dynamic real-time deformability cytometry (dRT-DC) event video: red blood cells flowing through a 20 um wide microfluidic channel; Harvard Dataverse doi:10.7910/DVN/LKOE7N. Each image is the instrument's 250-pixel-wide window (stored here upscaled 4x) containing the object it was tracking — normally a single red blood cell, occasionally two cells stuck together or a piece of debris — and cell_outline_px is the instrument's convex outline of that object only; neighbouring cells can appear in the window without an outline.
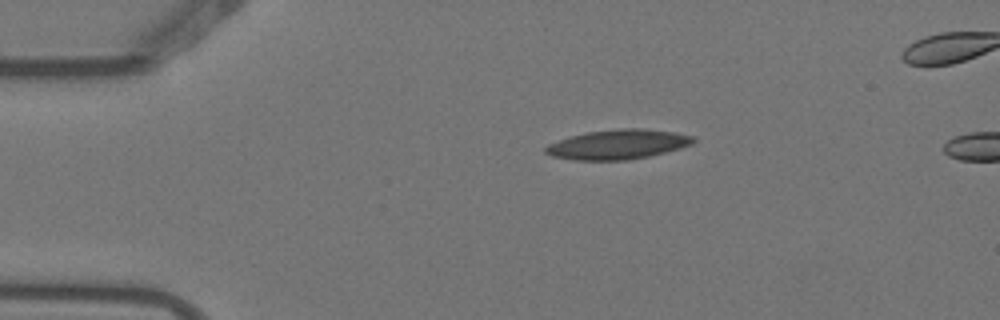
{"species": "Egyptian fruit bat (a non-hibernating species)", "species_latin": "Rousettus aegyptiacus", "temperature_condition": "warm", "stored_images_in_passage": 3, "camera_frame_rate_fps": 3000, "um_per_image_px": 0.085, "animal": {"sex": "female"}, "frame": {"image": 1, "passage_image": 1, "time_ms": 0.0, "image_size_px": [1000, 320], "cell_outline_px": [[696, 140], [692, 144], [680, 148], [648, 156], [628, 160], [576, 160], [552, 156], [544, 152], [544, 148], [548, 144], [568, 136], [588, 132], [624, 128], [640, 128], [676, 132], [696, 136]], "centroid_in_image_um": [52.53, 12.27], "position_along_channel_um": 32.5, "area_um2": 25.55}}